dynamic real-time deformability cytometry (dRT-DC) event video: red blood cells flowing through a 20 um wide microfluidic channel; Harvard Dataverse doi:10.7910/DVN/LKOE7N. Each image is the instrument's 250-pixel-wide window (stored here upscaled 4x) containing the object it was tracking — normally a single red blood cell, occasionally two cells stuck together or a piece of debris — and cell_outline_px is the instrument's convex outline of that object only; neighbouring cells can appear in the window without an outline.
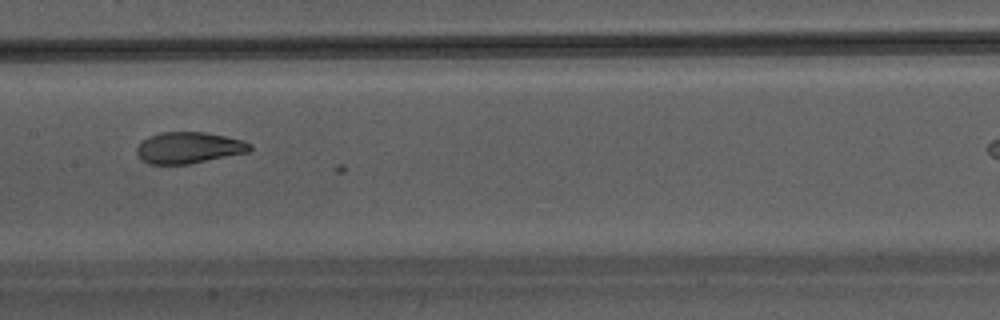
{"species": "Egyptian fruit bat (a non-hibernating species)", "species_latin": "Rousettus aegyptiacus", "temperature_condition": "warm", "stored_images_in_passage": 26, "camera_frame_rate_fps": 3000, "um_per_image_px": 0.085, "animal": {"sex": "male"}, "frame": {"image": 1, "passage_image": 12, "time_ms": 3.667, "image_size_px": [1000, 320], "cell_outline_px": [[252, 148], [248, 152], [188, 164], [148, 164], [140, 160], [136, 152], [136, 148], [148, 136], [160, 132], [204, 132], [244, 140], [252, 144]], "centroid_in_image_um": [16.03, 12.56], "position_along_channel_um": 191.4, "area_um2": 20.69}}